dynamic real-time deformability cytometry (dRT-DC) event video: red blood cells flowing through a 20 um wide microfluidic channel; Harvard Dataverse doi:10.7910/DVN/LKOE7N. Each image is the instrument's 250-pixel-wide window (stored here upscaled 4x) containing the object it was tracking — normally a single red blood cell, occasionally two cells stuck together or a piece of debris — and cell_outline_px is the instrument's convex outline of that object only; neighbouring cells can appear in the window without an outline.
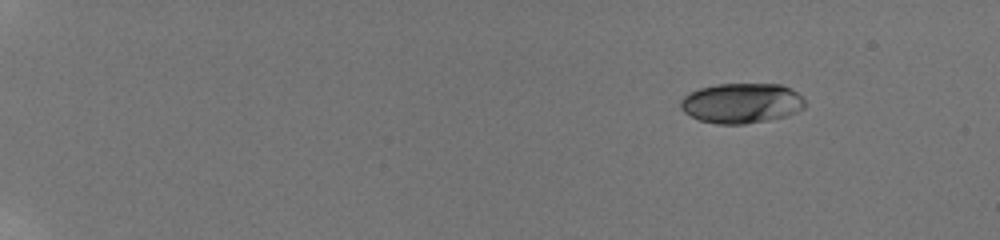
{"species": "human", "species_latin": "Homo sapiens", "temperature_condition": "room temperature", "stored_images_in_passage": 25, "camera_frame_rate_fps": 3000, "um_per_image_px": 0.085, "donor": {"sex": "male"}, "frame": {"image": 1, "passage_image": 3, "time_ms": 0.667, "image_size_px": [1000, 240], "cell_outline_px": [[804, 108], [788, 116], [768, 120], [744, 124], [716, 124], [700, 120], [684, 112], [680, 108], [680, 100], [688, 92], [700, 88], [716, 84], [780, 84], [796, 92], [804, 100]], "centroid_in_image_um": [63.0, 8.77], "position_along_channel_um": 22.0, "area_um2": 29.07}}
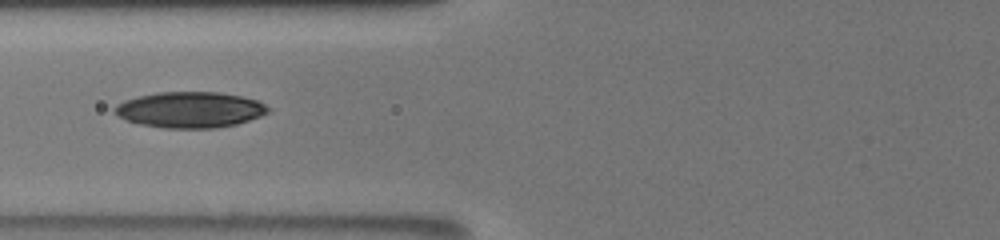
{"frame": {"image": 2, "passage_image": 19, "time_ms": 6.0, "image_size_px": [1000, 240], "cell_outline_px": [[272, 108], [268, 112], [260, 116], [236, 124], [216, 128], [164, 128], [140, 124], [116, 116], [112, 112], [112, 108], [116, 104], [124, 100], [156, 92], [220, 92], [260, 100]], "centroid_in_image_um": [16.15, 9.32], "position_along_channel_um": 109.7, "area_um2": 32.37}}
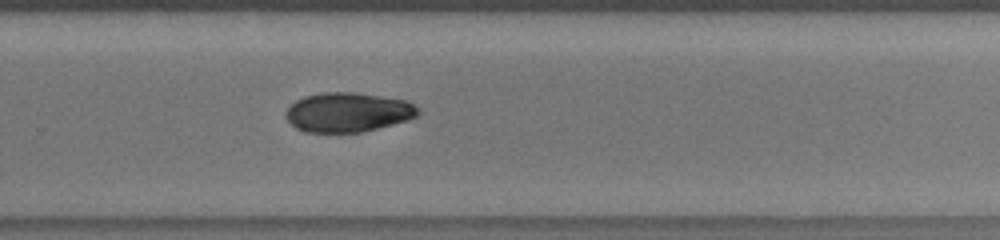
{"frame": {"image": 3, "passage_image": 25, "time_ms": 8.0, "image_size_px": [1000, 240], "cell_outline_px": [[420, 112], [416, 116], [408, 120], [360, 132], [304, 132], [296, 128], [284, 116], [284, 112], [296, 100], [304, 96], [320, 92], [356, 92], [408, 100], [420, 108]], "centroid_in_image_um": [29.57, 9.52], "position_along_channel_um": 300.2, "area_um2": 30.58}}